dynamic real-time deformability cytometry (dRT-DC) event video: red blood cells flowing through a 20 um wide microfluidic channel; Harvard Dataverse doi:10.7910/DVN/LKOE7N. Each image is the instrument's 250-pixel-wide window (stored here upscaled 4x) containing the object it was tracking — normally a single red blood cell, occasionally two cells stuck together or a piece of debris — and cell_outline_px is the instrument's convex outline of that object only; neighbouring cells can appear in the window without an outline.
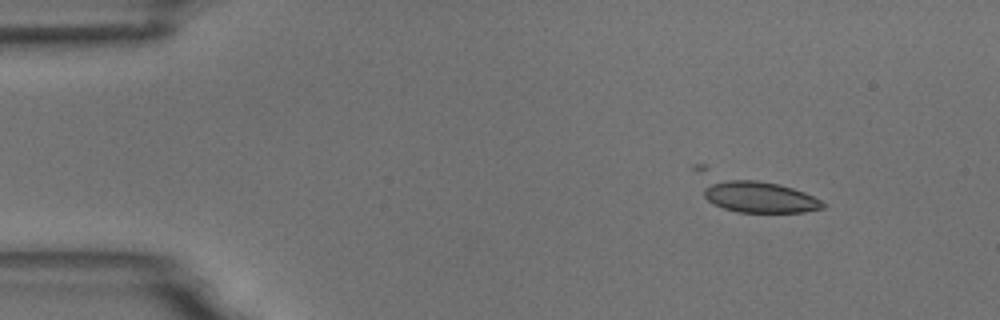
{"species": "common noctule bat (a hibernating species)", "species_latin": "Nyctalus noctula", "temperature_condition": "room temperature", "stored_images_in_passage": 9, "camera_frame_rate_fps": 3000, "um_per_image_px": 0.085, "animal": {"sex": "male", "body_mass_g": 18.8}, "frame": {"image": 1, "passage_image": 3, "time_ms": 2.333, "image_size_px": [1000, 320], "cell_outline_px": [[828, 204], [824, 208], [804, 212], [736, 212], [712, 204], [704, 196], [704, 188], [712, 180], [756, 180], [780, 184], [804, 192]], "centroid_in_image_um": [64.56, 16.75], "position_along_channel_um": 20.4, "area_um2": 21.73}}
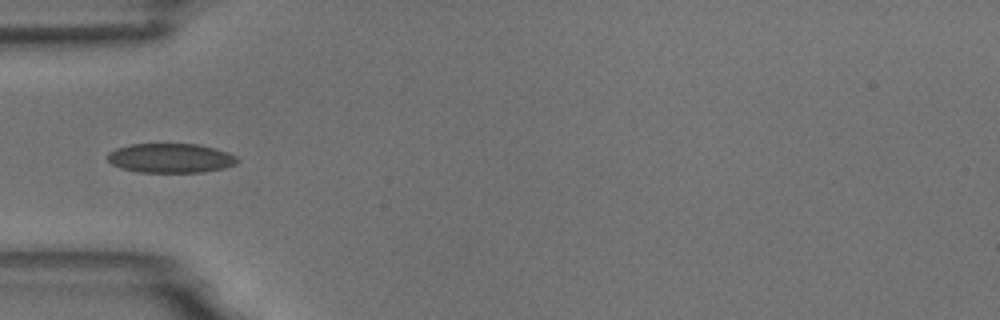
{"frame": {"image": 2, "passage_image": 6, "time_ms": 6.0, "image_size_px": [1000, 320], "cell_outline_px": [[240, 160], [236, 164], [224, 168], [204, 172], [140, 172], [120, 168], [112, 164], [108, 160], [108, 152], [116, 148], [132, 144], [200, 144], [216, 148], [228, 152], [236, 156]], "centroid_in_image_um": [14.53, 13.44], "position_along_channel_um": 70.5, "area_um2": 22.37}}